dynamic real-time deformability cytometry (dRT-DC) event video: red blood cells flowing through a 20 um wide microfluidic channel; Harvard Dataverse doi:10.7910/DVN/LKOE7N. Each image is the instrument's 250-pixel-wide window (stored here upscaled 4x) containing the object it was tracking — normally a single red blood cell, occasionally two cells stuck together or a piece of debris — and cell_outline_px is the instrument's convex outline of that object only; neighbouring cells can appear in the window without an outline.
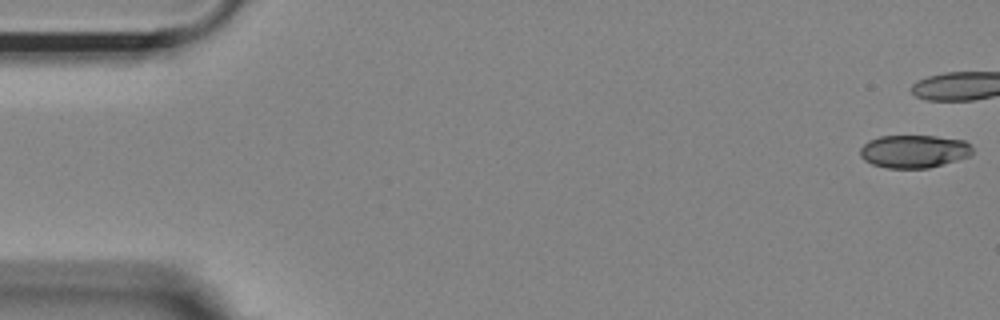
{"species": "Egyptian fruit bat (a non-hibernating species)", "species_latin": "Rousettus aegyptiacus", "temperature_condition": "room temperature", "stored_images_in_passage": 10, "camera_frame_rate_fps": 3000, "um_per_image_px": 0.085, "animal": {"sex": "female"}, "frame": {"image": 1, "passage_image": 1, "time_ms": 0.0, "image_size_px": [1000, 320], "cell_outline_px": [[972, 152], [968, 156], [956, 160], [928, 168], [888, 168], [872, 164], [864, 160], [860, 156], [860, 148], [868, 140], [880, 136], [936, 136], [964, 140], [972, 148]], "centroid_in_image_um": [77.65, 12.86], "position_along_channel_um": 7.4, "area_um2": 21.44}}